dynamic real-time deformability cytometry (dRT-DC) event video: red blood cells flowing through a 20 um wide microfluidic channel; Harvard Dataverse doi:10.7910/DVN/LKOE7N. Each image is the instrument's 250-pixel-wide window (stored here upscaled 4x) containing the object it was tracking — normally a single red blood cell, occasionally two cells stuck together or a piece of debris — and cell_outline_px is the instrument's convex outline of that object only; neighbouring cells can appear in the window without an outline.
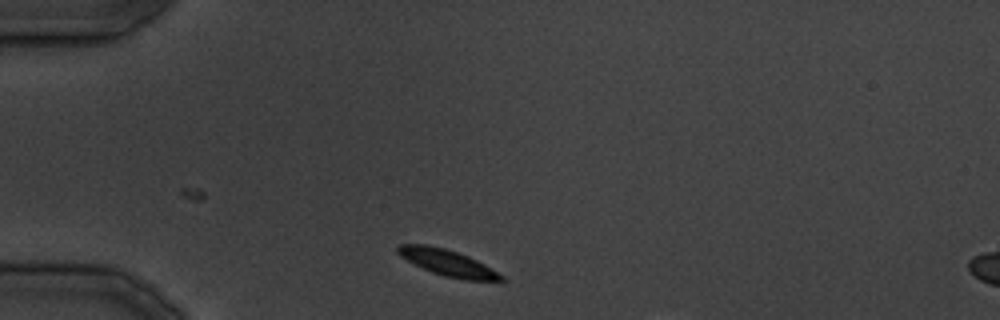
{"species": "common noctule bat (a hibernating species)", "species_latin": "Nyctalus noctula", "temperature_condition": "cold", "stored_images_in_passage": 7, "camera_frame_rate_fps": 3000, "um_per_image_px": 0.085, "animal": {"sex": "male", "body_mass_g": 19.5, "forearm_length_mm": 54.6}, "frame": {"image": 1, "passage_image": 1, "time_ms": 0.0, "image_size_px": [1000, 320], "cell_outline_px": [[504, 280], [464, 280], [444, 276], [432, 272], [400, 256], [396, 252], [396, 248], [400, 244], [428, 244], [444, 248], [468, 256], [484, 264], [504, 276]], "centroid_in_image_um": [38.02, 22.32], "position_along_channel_um": 47.0, "area_um2": 15.55}}